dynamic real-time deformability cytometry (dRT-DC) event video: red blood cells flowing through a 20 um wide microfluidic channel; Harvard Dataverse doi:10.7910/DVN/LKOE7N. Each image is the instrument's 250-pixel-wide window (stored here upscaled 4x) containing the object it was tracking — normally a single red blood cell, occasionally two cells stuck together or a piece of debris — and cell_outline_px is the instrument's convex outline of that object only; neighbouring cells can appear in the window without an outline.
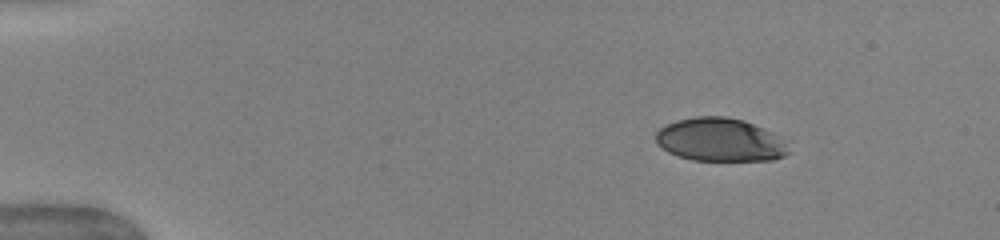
{"species": "human", "species_latin": "Homo sapiens", "temperature_condition": "warm", "stored_images_in_passage": 45, "camera_frame_rate_fps": 3000, "um_per_image_px": 0.085, "donor": {"sex": "female"}, "frame": {"image": 1, "passage_image": 1, "time_ms": 0.0, "image_size_px": [1000, 240], "cell_outline_px": [[792, 152], [784, 156], [772, 160], [692, 160], [668, 152], [656, 144], [656, 132], [660, 128], [676, 120], [696, 116], [724, 116], [744, 120], [764, 128], [784, 144]], "centroid_in_image_um": [61.16, 11.88], "position_along_channel_um": 23.8, "area_um2": 33.18}}
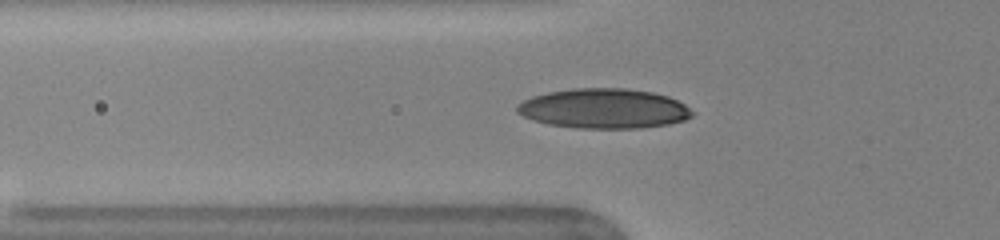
{"frame": {"image": 2, "passage_image": 12, "time_ms": 3.667, "image_size_px": [1000, 240], "cell_outline_px": [[696, 112], [692, 116], [684, 120], [668, 124], [640, 128], [576, 128], [548, 124], [524, 116], [516, 112], [516, 104], [532, 96], [548, 92], [572, 88], [628, 88], [652, 92], [668, 96], [684, 104]], "centroid_in_image_um": [51.34, 9.22], "position_along_channel_um": 74.5, "area_um2": 40.75}}
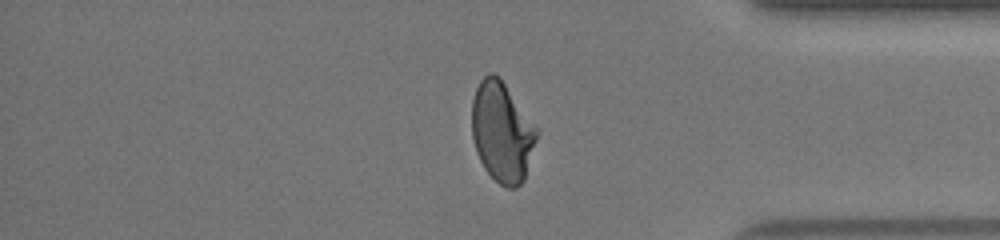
{"frame": {"image": 3, "passage_image": 37, "time_ms": 12.0, "image_size_px": [1000, 240], "cell_outline_px": [[540, 132], [524, 180], [516, 188], [508, 188], [500, 184], [484, 168], [476, 152], [472, 136], [472, 100], [476, 88], [480, 80], [488, 72], [492, 72], [500, 76], [540, 128]], "centroid_in_image_um": [42.71, 11.17], "position_along_channel_um": 392.5, "area_um2": 38.67}, "authors_computed_cell_mechanics": {"area_um2": 37.8012, "velocity_mm_per_s": 3.9755, "shape_relaxation_time_tau1_ms": 7.2009, "shape_relaxation_time_tau2_ms": 0.8694, "deformation_change_tau1": 0.2345, "deformation_change_tau2": 0.0547}}